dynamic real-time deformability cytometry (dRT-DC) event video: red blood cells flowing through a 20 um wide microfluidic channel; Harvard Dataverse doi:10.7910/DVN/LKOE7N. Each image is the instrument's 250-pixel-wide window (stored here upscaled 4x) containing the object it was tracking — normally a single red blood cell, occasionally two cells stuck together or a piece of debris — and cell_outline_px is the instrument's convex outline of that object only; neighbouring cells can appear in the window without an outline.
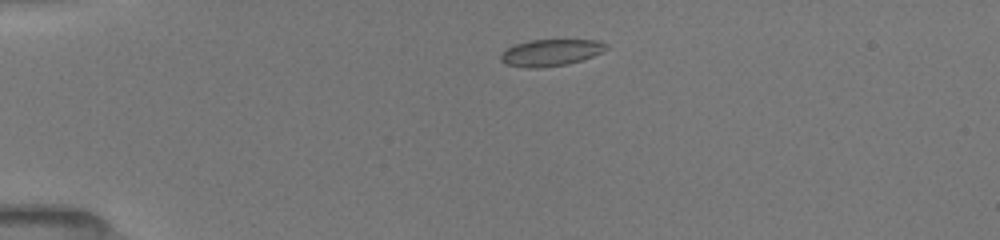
{"species": "common noctule bat (a hibernating species)", "species_latin": "Nyctalus noctula", "temperature_condition": "room temperature", "stored_images_in_passage": 37, "camera_frame_rate_fps": 3000, "um_per_image_px": 0.085, "animal": {"sex": "female", "body_mass_g": 19.5, "forearm_length_mm": 54.1}, "frame": {"image": 1, "passage_image": 1, "time_ms": 0.0, "image_size_px": [1000, 240], "cell_outline_px": [[608, 48], [592, 56], [568, 64], [536, 68], [524, 68], [504, 64], [500, 60], [500, 56], [508, 48], [516, 44], [528, 40], [596, 40], [608, 44]], "centroid_in_image_um": [46.79, 4.48], "position_along_channel_um": 38.2, "area_um2": 16.3}}
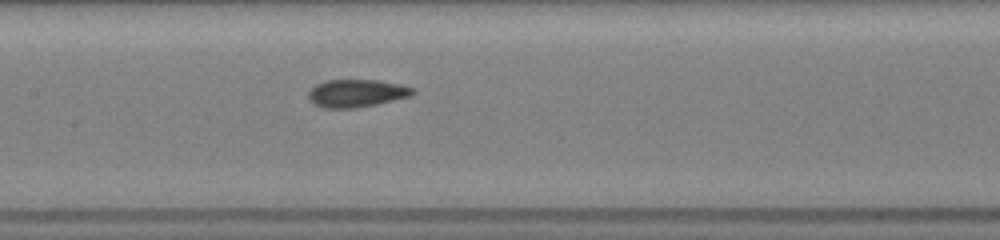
{"frame": {"image": 2, "passage_image": 19, "time_ms": 4.667, "image_size_px": [1000, 240], "cell_outline_px": [[416, 92], [412, 96], [376, 104], [356, 108], [324, 108], [312, 104], [308, 100], [308, 92], [316, 84], [324, 80], [376, 80], [400, 84], [416, 88]], "centroid_in_image_um": [30.31, 7.93], "position_along_channel_um": 177.1, "area_um2": 17.11}}
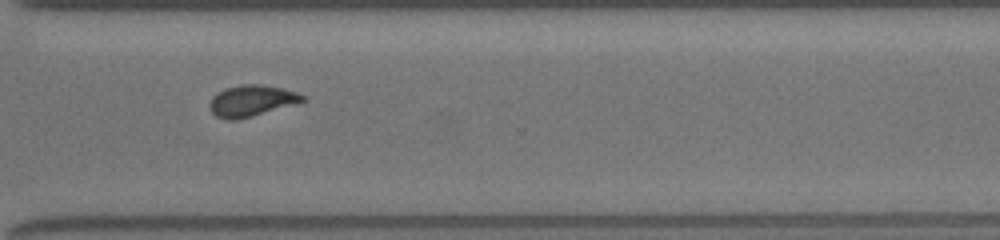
{"frame": {"image": 3, "passage_image": 36, "time_ms": 9.0, "image_size_px": [1000, 240], "cell_outline_px": [[308, 100], [252, 116], [236, 120], [224, 120], [216, 116], [212, 112], [208, 104], [212, 96], [216, 92], [224, 88], [240, 84], [260, 84], [284, 88], [308, 96]], "centroid_in_image_um": [21.38, 8.55], "position_along_channel_um": 349.2, "area_um2": 17.22}}